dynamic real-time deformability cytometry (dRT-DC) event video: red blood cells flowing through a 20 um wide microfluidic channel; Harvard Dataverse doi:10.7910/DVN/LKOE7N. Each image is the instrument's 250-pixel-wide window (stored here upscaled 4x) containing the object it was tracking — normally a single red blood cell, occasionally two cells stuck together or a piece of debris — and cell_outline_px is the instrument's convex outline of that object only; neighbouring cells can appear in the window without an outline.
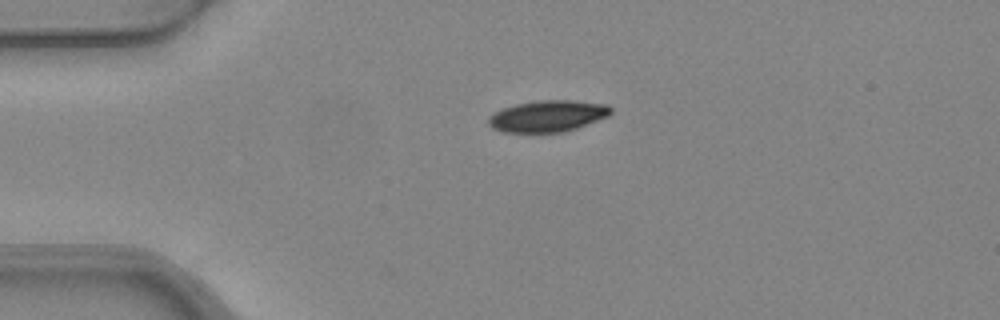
{"species": "common noctule bat (a hibernating species)", "species_latin": "Nyctalus noctula", "temperature_condition": "warm", "stored_images_in_passage": 5, "camera_frame_rate_fps": 3000, "um_per_image_px": 0.085, "animal": {"sex": "female", "body_mass_g": 24.6, "forearm_length_mm": 56.2}, "frame": {"image": 1, "passage_image": 5, "time_ms": 1.333, "image_size_px": [1000, 320], "cell_outline_px": [[612, 112], [608, 116], [576, 128], [564, 132], [504, 132], [492, 128], [488, 124], [488, 116], [504, 108], [516, 104], [536, 100], [568, 100], [608, 104], [612, 108]], "centroid_in_image_um": [46.56, 9.86], "position_along_channel_um": 38.4, "area_um2": 22.37}}